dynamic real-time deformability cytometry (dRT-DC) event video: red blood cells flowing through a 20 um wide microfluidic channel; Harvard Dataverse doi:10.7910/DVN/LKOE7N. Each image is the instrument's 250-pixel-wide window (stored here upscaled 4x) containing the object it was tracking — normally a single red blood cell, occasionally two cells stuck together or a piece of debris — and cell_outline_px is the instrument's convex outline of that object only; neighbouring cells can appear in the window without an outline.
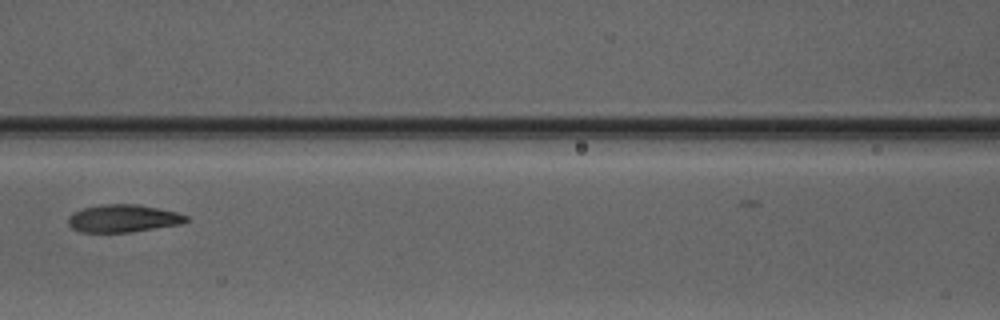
{"species": "Egyptian fruit bat (a non-hibernating species)", "species_latin": "Rousettus aegyptiacus", "temperature_condition": "warm", "stored_images_in_passage": 6, "camera_frame_rate_fps": 3000, "um_per_image_px": 0.085, "animal": {"sex": "male"}, "frame": {"image": 1, "passage_image": 5, "time_ms": 6.0, "image_size_px": [1000, 320], "cell_outline_px": [[188, 220], [180, 224], [132, 232], [80, 232], [72, 228], [68, 224], [68, 216], [72, 212], [84, 208], [100, 204], [136, 204], [176, 212], [188, 216]], "centroid_in_image_um": [10.43, 18.56], "position_along_channel_um": 156.2, "area_um2": 18.96}}
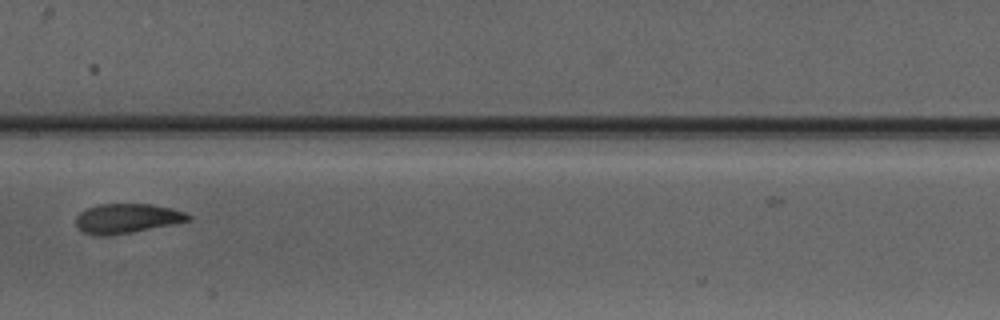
{"frame": {"image": 2, "passage_image": 6, "time_ms": 7.0, "image_size_px": [1000, 320], "cell_outline_px": [[192, 220], [112, 236], [96, 236], [84, 232], [76, 224], [76, 216], [80, 212], [88, 208], [100, 204], [152, 204], [172, 208], [184, 212], [192, 216]], "centroid_in_image_um": [10.8, 18.57], "position_along_channel_um": 196.6, "area_um2": 19.36}}